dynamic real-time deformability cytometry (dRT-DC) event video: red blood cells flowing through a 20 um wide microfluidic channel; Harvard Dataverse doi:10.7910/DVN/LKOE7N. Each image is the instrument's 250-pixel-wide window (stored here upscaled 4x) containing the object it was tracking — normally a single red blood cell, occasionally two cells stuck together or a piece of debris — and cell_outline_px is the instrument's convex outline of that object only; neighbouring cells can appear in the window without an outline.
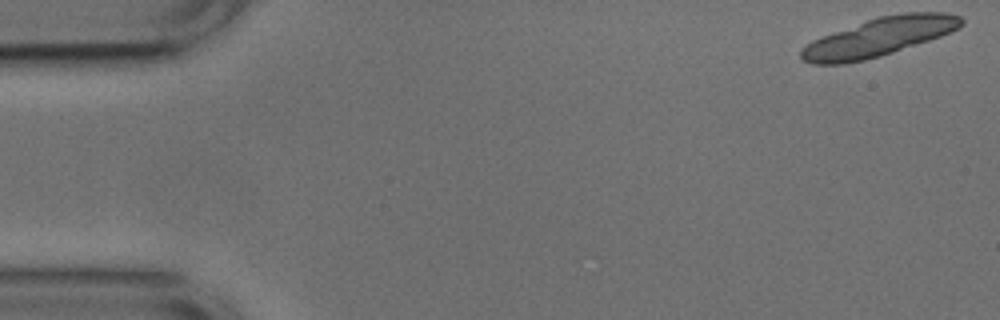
{"species": "common noctule bat (a hibernating species)", "species_latin": "Nyctalus noctula", "temperature_condition": "cold", "stored_images_in_passage": 17, "camera_frame_rate_fps": 3000, "um_per_image_px": 0.085, "animal": {"sex": "male", "body_mass_g": 17.9, "forearm_length_mm": 54.2}, "frame": {"image": 1, "passage_image": 1, "time_ms": 0.0, "image_size_px": [1000, 320], "cell_outline_px": [[964, 24], [940, 36], [880, 56], [864, 60], [844, 64], [812, 64], [800, 60], [800, 48], [812, 40], [868, 20], [880, 16], [904, 12], [944, 12], [960, 16], [964, 20]], "centroid_in_image_um": [74.67, 3.16], "position_along_channel_um": 10.3, "area_um2": 35.43}}